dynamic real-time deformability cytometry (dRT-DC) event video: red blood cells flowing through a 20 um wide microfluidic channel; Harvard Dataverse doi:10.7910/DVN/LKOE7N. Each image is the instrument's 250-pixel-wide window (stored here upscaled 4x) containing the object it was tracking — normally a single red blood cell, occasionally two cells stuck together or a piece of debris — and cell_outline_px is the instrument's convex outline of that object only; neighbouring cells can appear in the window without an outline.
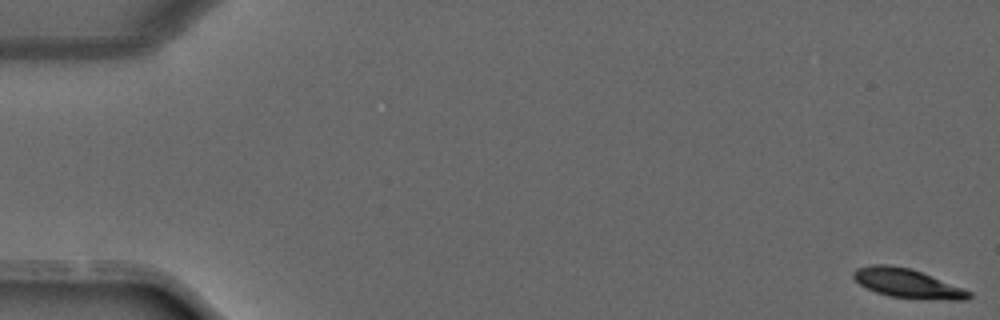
{"species": "common noctule bat (a hibernating species)", "species_latin": "Nyctalus noctula", "temperature_condition": "warm", "stored_images_in_passage": 33, "camera_frame_rate_fps": 3000, "um_per_image_px": 0.085, "animal": {"sex": "male", "forearm_length_mm": 52.5}, "frame": {"image": 1, "passage_image": 1, "time_ms": 0.0, "image_size_px": [1000, 320], "cell_outline_px": [[972, 296], [968, 300], [948, 300], [888, 296], [876, 292], [860, 284], [852, 276], [852, 272], [856, 268], [872, 264], [888, 264], [908, 268], [920, 272], [972, 292]], "centroid_in_image_um": [77.1, 24.08], "position_along_channel_um": 7.9, "area_um2": 19.25}}
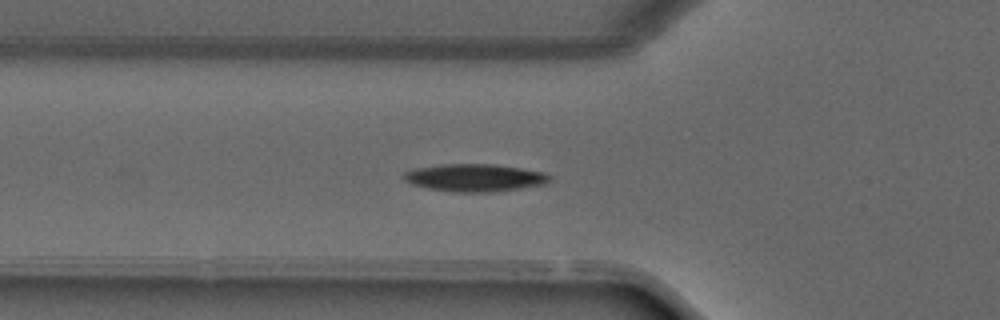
{"frame": {"image": 2, "passage_image": 15, "time_ms": 4.667, "image_size_px": [1000, 320], "cell_outline_px": [[552, 180], [544, 184], [520, 188], [488, 192], [452, 192], [428, 188], [412, 184], [404, 180], [404, 172], [416, 168], [440, 164], [492, 164], [520, 168], [544, 172], [552, 176]], "centroid_in_image_um": [40.36, 15.1], "position_along_channel_um": 85.4, "area_um2": 23.35}}
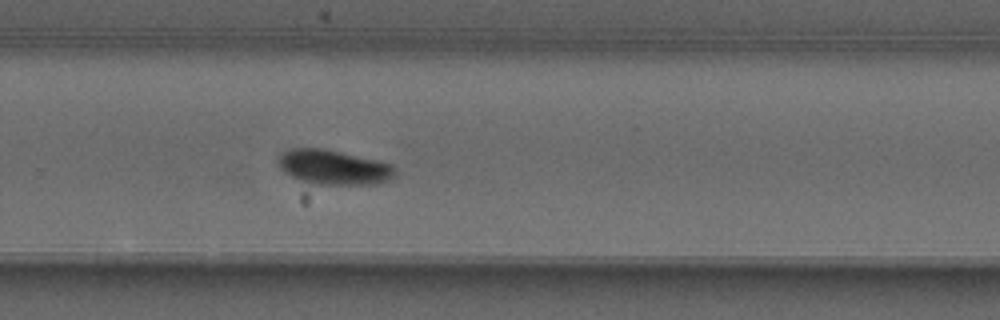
{"frame": {"image": 3, "passage_image": 28, "time_ms": 9.0, "image_size_px": [1000, 320], "cell_outline_px": [[396, 176], [388, 180], [376, 184], [316, 184], [300, 180], [292, 176], [280, 168], [276, 160], [280, 152], [292, 148], [320, 148], [340, 152], [376, 160], [392, 164], [396, 172]], "centroid_in_image_um": [28.34, 14.21], "position_along_channel_um": 301.5, "area_um2": 23.52}}